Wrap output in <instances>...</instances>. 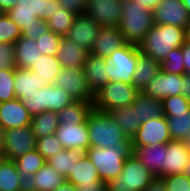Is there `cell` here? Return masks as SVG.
<instances>
[{
    "instance_id": "cell-1",
    "label": "cell",
    "mask_w": 190,
    "mask_h": 191,
    "mask_svg": "<svg viewBox=\"0 0 190 191\" xmlns=\"http://www.w3.org/2000/svg\"><path fill=\"white\" fill-rule=\"evenodd\" d=\"M187 42V30L174 25L154 24L138 45L142 54L162 62L167 54Z\"/></svg>"
},
{
    "instance_id": "cell-2",
    "label": "cell",
    "mask_w": 190,
    "mask_h": 191,
    "mask_svg": "<svg viewBox=\"0 0 190 191\" xmlns=\"http://www.w3.org/2000/svg\"><path fill=\"white\" fill-rule=\"evenodd\" d=\"M85 154L97 168L101 180L108 182L122 171L124 161L133 154L132 139L118 143L115 147H89Z\"/></svg>"
},
{
    "instance_id": "cell-3",
    "label": "cell",
    "mask_w": 190,
    "mask_h": 191,
    "mask_svg": "<svg viewBox=\"0 0 190 191\" xmlns=\"http://www.w3.org/2000/svg\"><path fill=\"white\" fill-rule=\"evenodd\" d=\"M122 16L118 26L126 43L139 45L153 27V11L134 0H121Z\"/></svg>"
},
{
    "instance_id": "cell-4",
    "label": "cell",
    "mask_w": 190,
    "mask_h": 191,
    "mask_svg": "<svg viewBox=\"0 0 190 191\" xmlns=\"http://www.w3.org/2000/svg\"><path fill=\"white\" fill-rule=\"evenodd\" d=\"M86 125L89 131L90 147L112 148L127 139L122 128L107 112L93 108L87 117Z\"/></svg>"
},
{
    "instance_id": "cell-5",
    "label": "cell",
    "mask_w": 190,
    "mask_h": 191,
    "mask_svg": "<svg viewBox=\"0 0 190 191\" xmlns=\"http://www.w3.org/2000/svg\"><path fill=\"white\" fill-rule=\"evenodd\" d=\"M155 176L135 157L129 156L120 175L107 182V191H144Z\"/></svg>"
},
{
    "instance_id": "cell-6",
    "label": "cell",
    "mask_w": 190,
    "mask_h": 191,
    "mask_svg": "<svg viewBox=\"0 0 190 191\" xmlns=\"http://www.w3.org/2000/svg\"><path fill=\"white\" fill-rule=\"evenodd\" d=\"M57 0H17V4L7 12V15L24 31L28 26L36 24L39 19L48 20L58 11Z\"/></svg>"
},
{
    "instance_id": "cell-7",
    "label": "cell",
    "mask_w": 190,
    "mask_h": 191,
    "mask_svg": "<svg viewBox=\"0 0 190 191\" xmlns=\"http://www.w3.org/2000/svg\"><path fill=\"white\" fill-rule=\"evenodd\" d=\"M139 91L130 84L123 82H108L95 94L94 109L101 112L131 105Z\"/></svg>"
},
{
    "instance_id": "cell-8",
    "label": "cell",
    "mask_w": 190,
    "mask_h": 191,
    "mask_svg": "<svg viewBox=\"0 0 190 191\" xmlns=\"http://www.w3.org/2000/svg\"><path fill=\"white\" fill-rule=\"evenodd\" d=\"M110 63L108 82H123L132 85L138 62V46L126 43L106 58Z\"/></svg>"
},
{
    "instance_id": "cell-9",
    "label": "cell",
    "mask_w": 190,
    "mask_h": 191,
    "mask_svg": "<svg viewBox=\"0 0 190 191\" xmlns=\"http://www.w3.org/2000/svg\"><path fill=\"white\" fill-rule=\"evenodd\" d=\"M53 84L66 91L74 101L94 103L95 95L91 92L83 68H61Z\"/></svg>"
},
{
    "instance_id": "cell-10",
    "label": "cell",
    "mask_w": 190,
    "mask_h": 191,
    "mask_svg": "<svg viewBox=\"0 0 190 191\" xmlns=\"http://www.w3.org/2000/svg\"><path fill=\"white\" fill-rule=\"evenodd\" d=\"M36 140L31 125L5 130L3 158L14 161L25 155L36 149Z\"/></svg>"
},
{
    "instance_id": "cell-11",
    "label": "cell",
    "mask_w": 190,
    "mask_h": 191,
    "mask_svg": "<svg viewBox=\"0 0 190 191\" xmlns=\"http://www.w3.org/2000/svg\"><path fill=\"white\" fill-rule=\"evenodd\" d=\"M171 140L167 118L163 115L141 123L139 130L132 138L133 147L142 145L166 144Z\"/></svg>"
},
{
    "instance_id": "cell-12",
    "label": "cell",
    "mask_w": 190,
    "mask_h": 191,
    "mask_svg": "<svg viewBox=\"0 0 190 191\" xmlns=\"http://www.w3.org/2000/svg\"><path fill=\"white\" fill-rule=\"evenodd\" d=\"M153 22L160 25H174L187 30L190 25V13L182 0H161L153 10Z\"/></svg>"
},
{
    "instance_id": "cell-13",
    "label": "cell",
    "mask_w": 190,
    "mask_h": 191,
    "mask_svg": "<svg viewBox=\"0 0 190 191\" xmlns=\"http://www.w3.org/2000/svg\"><path fill=\"white\" fill-rule=\"evenodd\" d=\"M122 10L121 0H89L84 15L101 26L118 27Z\"/></svg>"
},
{
    "instance_id": "cell-14",
    "label": "cell",
    "mask_w": 190,
    "mask_h": 191,
    "mask_svg": "<svg viewBox=\"0 0 190 191\" xmlns=\"http://www.w3.org/2000/svg\"><path fill=\"white\" fill-rule=\"evenodd\" d=\"M183 75L161 70L142 92L156 99L163 100L168 96L183 95Z\"/></svg>"
},
{
    "instance_id": "cell-15",
    "label": "cell",
    "mask_w": 190,
    "mask_h": 191,
    "mask_svg": "<svg viewBox=\"0 0 190 191\" xmlns=\"http://www.w3.org/2000/svg\"><path fill=\"white\" fill-rule=\"evenodd\" d=\"M64 149L78 150L83 153L90 147L89 131L86 123L59 124L55 132Z\"/></svg>"
},
{
    "instance_id": "cell-16",
    "label": "cell",
    "mask_w": 190,
    "mask_h": 191,
    "mask_svg": "<svg viewBox=\"0 0 190 191\" xmlns=\"http://www.w3.org/2000/svg\"><path fill=\"white\" fill-rule=\"evenodd\" d=\"M190 158V149L182 140H170L166 143L164 164L158 178L181 174Z\"/></svg>"
},
{
    "instance_id": "cell-17",
    "label": "cell",
    "mask_w": 190,
    "mask_h": 191,
    "mask_svg": "<svg viewBox=\"0 0 190 191\" xmlns=\"http://www.w3.org/2000/svg\"><path fill=\"white\" fill-rule=\"evenodd\" d=\"M101 27L100 24L85 15H79L64 37L72 40L90 53Z\"/></svg>"
},
{
    "instance_id": "cell-18",
    "label": "cell",
    "mask_w": 190,
    "mask_h": 191,
    "mask_svg": "<svg viewBox=\"0 0 190 191\" xmlns=\"http://www.w3.org/2000/svg\"><path fill=\"white\" fill-rule=\"evenodd\" d=\"M84 75L91 92L95 95L107 83L110 75V63L106 58L94 56L88 53L86 62L83 66Z\"/></svg>"
},
{
    "instance_id": "cell-19",
    "label": "cell",
    "mask_w": 190,
    "mask_h": 191,
    "mask_svg": "<svg viewBox=\"0 0 190 191\" xmlns=\"http://www.w3.org/2000/svg\"><path fill=\"white\" fill-rule=\"evenodd\" d=\"M31 116L18 99L0 103V126L5 130L31 125Z\"/></svg>"
},
{
    "instance_id": "cell-20",
    "label": "cell",
    "mask_w": 190,
    "mask_h": 191,
    "mask_svg": "<svg viewBox=\"0 0 190 191\" xmlns=\"http://www.w3.org/2000/svg\"><path fill=\"white\" fill-rule=\"evenodd\" d=\"M125 44L126 41L118 27L102 26L90 54L107 58Z\"/></svg>"
},
{
    "instance_id": "cell-21",
    "label": "cell",
    "mask_w": 190,
    "mask_h": 191,
    "mask_svg": "<svg viewBox=\"0 0 190 191\" xmlns=\"http://www.w3.org/2000/svg\"><path fill=\"white\" fill-rule=\"evenodd\" d=\"M48 85L49 83L44 78L41 79L29 69L15 68L14 92L21 102L29 101L28 96Z\"/></svg>"
},
{
    "instance_id": "cell-22",
    "label": "cell",
    "mask_w": 190,
    "mask_h": 191,
    "mask_svg": "<svg viewBox=\"0 0 190 191\" xmlns=\"http://www.w3.org/2000/svg\"><path fill=\"white\" fill-rule=\"evenodd\" d=\"M66 178L45 163L27 182V191H54Z\"/></svg>"
},
{
    "instance_id": "cell-23",
    "label": "cell",
    "mask_w": 190,
    "mask_h": 191,
    "mask_svg": "<svg viewBox=\"0 0 190 191\" xmlns=\"http://www.w3.org/2000/svg\"><path fill=\"white\" fill-rule=\"evenodd\" d=\"M166 144L133 147V154L155 176H160L164 164Z\"/></svg>"
},
{
    "instance_id": "cell-24",
    "label": "cell",
    "mask_w": 190,
    "mask_h": 191,
    "mask_svg": "<svg viewBox=\"0 0 190 191\" xmlns=\"http://www.w3.org/2000/svg\"><path fill=\"white\" fill-rule=\"evenodd\" d=\"M88 53L72 40L62 37L56 57L63 68H83Z\"/></svg>"
},
{
    "instance_id": "cell-25",
    "label": "cell",
    "mask_w": 190,
    "mask_h": 191,
    "mask_svg": "<svg viewBox=\"0 0 190 191\" xmlns=\"http://www.w3.org/2000/svg\"><path fill=\"white\" fill-rule=\"evenodd\" d=\"M161 71V64L153 58L144 55L138 47V62L134 71L133 86L138 91H143L150 80Z\"/></svg>"
},
{
    "instance_id": "cell-26",
    "label": "cell",
    "mask_w": 190,
    "mask_h": 191,
    "mask_svg": "<svg viewBox=\"0 0 190 191\" xmlns=\"http://www.w3.org/2000/svg\"><path fill=\"white\" fill-rule=\"evenodd\" d=\"M130 106L136 111L141 123L164 115L162 100L149 96L142 91H139Z\"/></svg>"
},
{
    "instance_id": "cell-27",
    "label": "cell",
    "mask_w": 190,
    "mask_h": 191,
    "mask_svg": "<svg viewBox=\"0 0 190 191\" xmlns=\"http://www.w3.org/2000/svg\"><path fill=\"white\" fill-rule=\"evenodd\" d=\"M16 68L30 69L42 56L36 41L21 36L14 43Z\"/></svg>"
},
{
    "instance_id": "cell-28",
    "label": "cell",
    "mask_w": 190,
    "mask_h": 191,
    "mask_svg": "<svg viewBox=\"0 0 190 191\" xmlns=\"http://www.w3.org/2000/svg\"><path fill=\"white\" fill-rule=\"evenodd\" d=\"M26 182L17 171L13 160L0 158V191H24Z\"/></svg>"
},
{
    "instance_id": "cell-29",
    "label": "cell",
    "mask_w": 190,
    "mask_h": 191,
    "mask_svg": "<svg viewBox=\"0 0 190 191\" xmlns=\"http://www.w3.org/2000/svg\"><path fill=\"white\" fill-rule=\"evenodd\" d=\"M66 181L72 184H87V183H99L101 178L98 175L97 168L88 158V156L83 153L78 162L74 164L71 175L66 179Z\"/></svg>"
},
{
    "instance_id": "cell-30",
    "label": "cell",
    "mask_w": 190,
    "mask_h": 191,
    "mask_svg": "<svg viewBox=\"0 0 190 191\" xmlns=\"http://www.w3.org/2000/svg\"><path fill=\"white\" fill-rule=\"evenodd\" d=\"M108 114L122 128V132L129 139H132L140 128L141 122L136 111L130 105L114 108Z\"/></svg>"
},
{
    "instance_id": "cell-31",
    "label": "cell",
    "mask_w": 190,
    "mask_h": 191,
    "mask_svg": "<svg viewBox=\"0 0 190 191\" xmlns=\"http://www.w3.org/2000/svg\"><path fill=\"white\" fill-rule=\"evenodd\" d=\"M43 112H59L64 107L70 105L74 100L62 88L49 84L42 88Z\"/></svg>"
},
{
    "instance_id": "cell-32",
    "label": "cell",
    "mask_w": 190,
    "mask_h": 191,
    "mask_svg": "<svg viewBox=\"0 0 190 191\" xmlns=\"http://www.w3.org/2000/svg\"><path fill=\"white\" fill-rule=\"evenodd\" d=\"M94 108L93 103L88 101H74L57 112L59 124L67 123H86L89 113Z\"/></svg>"
},
{
    "instance_id": "cell-33",
    "label": "cell",
    "mask_w": 190,
    "mask_h": 191,
    "mask_svg": "<svg viewBox=\"0 0 190 191\" xmlns=\"http://www.w3.org/2000/svg\"><path fill=\"white\" fill-rule=\"evenodd\" d=\"M83 152L72 149H63L46 160L51 167L66 179L71 175L74 164L78 162Z\"/></svg>"
},
{
    "instance_id": "cell-34",
    "label": "cell",
    "mask_w": 190,
    "mask_h": 191,
    "mask_svg": "<svg viewBox=\"0 0 190 191\" xmlns=\"http://www.w3.org/2000/svg\"><path fill=\"white\" fill-rule=\"evenodd\" d=\"M14 161L16 163L17 171L25 182H27L46 163V160L37 149L29 151Z\"/></svg>"
},
{
    "instance_id": "cell-35",
    "label": "cell",
    "mask_w": 190,
    "mask_h": 191,
    "mask_svg": "<svg viewBox=\"0 0 190 191\" xmlns=\"http://www.w3.org/2000/svg\"><path fill=\"white\" fill-rule=\"evenodd\" d=\"M59 125L56 112L44 111L31 118V128L37 138L53 135Z\"/></svg>"
},
{
    "instance_id": "cell-36",
    "label": "cell",
    "mask_w": 190,
    "mask_h": 191,
    "mask_svg": "<svg viewBox=\"0 0 190 191\" xmlns=\"http://www.w3.org/2000/svg\"><path fill=\"white\" fill-rule=\"evenodd\" d=\"M61 64L56 56L42 55L29 69L49 84H53L61 70Z\"/></svg>"
},
{
    "instance_id": "cell-37",
    "label": "cell",
    "mask_w": 190,
    "mask_h": 191,
    "mask_svg": "<svg viewBox=\"0 0 190 191\" xmlns=\"http://www.w3.org/2000/svg\"><path fill=\"white\" fill-rule=\"evenodd\" d=\"M171 140H183L190 132V109L180 113H164Z\"/></svg>"
},
{
    "instance_id": "cell-38",
    "label": "cell",
    "mask_w": 190,
    "mask_h": 191,
    "mask_svg": "<svg viewBox=\"0 0 190 191\" xmlns=\"http://www.w3.org/2000/svg\"><path fill=\"white\" fill-rule=\"evenodd\" d=\"M76 17V14L59 7L58 11L47 20L49 30L64 37Z\"/></svg>"
},
{
    "instance_id": "cell-39",
    "label": "cell",
    "mask_w": 190,
    "mask_h": 191,
    "mask_svg": "<svg viewBox=\"0 0 190 191\" xmlns=\"http://www.w3.org/2000/svg\"><path fill=\"white\" fill-rule=\"evenodd\" d=\"M21 31L19 26L7 15L0 14V43L14 44L20 37Z\"/></svg>"
},
{
    "instance_id": "cell-40",
    "label": "cell",
    "mask_w": 190,
    "mask_h": 191,
    "mask_svg": "<svg viewBox=\"0 0 190 191\" xmlns=\"http://www.w3.org/2000/svg\"><path fill=\"white\" fill-rule=\"evenodd\" d=\"M160 64L161 70L165 72L177 75L185 74L182 47L170 51Z\"/></svg>"
},
{
    "instance_id": "cell-41",
    "label": "cell",
    "mask_w": 190,
    "mask_h": 191,
    "mask_svg": "<svg viewBox=\"0 0 190 191\" xmlns=\"http://www.w3.org/2000/svg\"><path fill=\"white\" fill-rule=\"evenodd\" d=\"M14 79L15 69H0V103L16 99Z\"/></svg>"
},
{
    "instance_id": "cell-42",
    "label": "cell",
    "mask_w": 190,
    "mask_h": 191,
    "mask_svg": "<svg viewBox=\"0 0 190 191\" xmlns=\"http://www.w3.org/2000/svg\"><path fill=\"white\" fill-rule=\"evenodd\" d=\"M36 149L45 160L56 155L64 149L62 143L58 140L55 134L37 138Z\"/></svg>"
},
{
    "instance_id": "cell-43",
    "label": "cell",
    "mask_w": 190,
    "mask_h": 191,
    "mask_svg": "<svg viewBox=\"0 0 190 191\" xmlns=\"http://www.w3.org/2000/svg\"><path fill=\"white\" fill-rule=\"evenodd\" d=\"M61 39L62 37L60 35L49 31L40 36V38L36 40V43L42 55L56 56Z\"/></svg>"
},
{
    "instance_id": "cell-44",
    "label": "cell",
    "mask_w": 190,
    "mask_h": 191,
    "mask_svg": "<svg viewBox=\"0 0 190 191\" xmlns=\"http://www.w3.org/2000/svg\"><path fill=\"white\" fill-rule=\"evenodd\" d=\"M164 113H180L190 109V101L183 95L168 96L162 100Z\"/></svg>"
},
{
    "instance_id": "cell-45",
    "label": "cell",
    "mask_w": 190,
    "mask_h": 191,
    "mask_svg": "<svg viewBox=\"0 0 190 191\" xmlns=\"http://www.w3.org/2000/svg\"><path fill=\"white\" fill-rule=\"evenodd\" d=\"M167 191H190V179L184 174H175L164 177Z\"/></svg>"
},
{
    "instance_id": "cell-46",
    "label": "cell",
    "mask_w": 190,
    "mask_h": 191,
    "mask_svg": "<svg viewBox=\"0 0 190 191\" xmlns=\"http://www.w3.org/2000/svg\"><path fill=\"white\" fill-rule=\"evenodd\" d=\"M15 50L12 43H0V69H15Z\"/></svg>"
},
{
    "instance_id": "cell-47",
    "label": "cell",
    "mask_w": 190,
    "mask_h": 191,
    "mask_svg": "<svg viewBox=\"0 0 190 191\" xmlns=\"http://www.w3.org/2000/svg\"><path fill=\"white\" fill-rule=\"evenodd\" d=\"M49 27L47 20L39 19V21L36 24H32L31 26H28L27 29L22 31L21 36L27 37L29 39H33L34 41L38 40L40 36L43 34L49 32Z\"/></svg>"
},
{
    "instance_id": "cell-48",
    "label": "cell",
    "mask_w": 190,
    "mask_h": 191,
    "mask_svg": "<svg viewBox=\"0 0 190 191\" xmlns=\"http://www.w3.org/2000/svg\"><path fill=\"white\" fill-rule=\"evenodd\" d=\"M29 101L22 102L23 106L28 110L31 117L39 115L43 112L42 88L33 95L28 96Z\"/></svg>"
},
{
    "instance_id": "cell-49",
    "label": "cell",
    "mask_w": 190,
    "mask_h": 191,
    "mask_svg": "<svg viewBox=\"0 0 190 191\" xmlns=\"http://www.w3.org/2000/svg\"><path fill=\"white\" fill-rule=\"evenodd\" d=\"M58 4L77 16L84 15L88 6L89 0H57Z\"/></svg>"
},
{
    "instance_id": "cell-50",
    "label": "cell",
    "mask_w": 190,
    "mask_h": 191,
    "mask_svg": "<svg viewBox=\"0 0 190 191\" xmlns=\"http://www.w3.org/2000/svg\"><path fill=\"white\" fill-rule=\"evenodd\" d=\"M76 191H107V182L75 184Z\"/></svg>"
},
{
    "instance_id": "cell-51",
    "label": "cell",
    "mask_w": 190,
    "mask_h": 191,
    "mask_svg": "<svg viewBox=\"0 0 190 191\" xmlns=\"http://www.w3.org/2000/svg\"><path fill=\"white\" fill-rule=\"evenodd\" d=\"M144 191H167L163 178L155 179L144 189Z\"/></svg>"
},
{
    "instance_id": "cell-52",
    "label": "cell",
    "mask_w": 190,
    "mask_h": 191,
    "mask_svg": "<svg viewBox=\"0 0 190 191\" xmlns=\"http://www.w3.org/2000/svg\"><path fill=\"white\" fill-rule=\"evenodd\" d=\"M183 61H184V71L186 74H190V43L187 41L182 46Z\"/></svg>"
},
{
    "instance_id": "cell-53",
    "label": "cell",
    "mask_w": 190,
    "mask_h": 191,
    "mask_svg": "<svg viewBox=\"0 0 190 191\" xmlns=\"http://www.w3.org/2000/svg\"><path fill=\"white\" fill-rule=\"evenodd\" d=\"M183 96L190 101V74H183Z\"/></svg>"
},
{
    "instance_id": "cell-54",
    "label": "cell",
    "mask_w": 190,
    "mask_h": 191,
    "mask_svg": "<svg viewBox=\"0 0 190 191\" xmlns=\"http://www.w3.org/2000/svg\"><path fill=\"white\" fill-rule=\"evenodd\" d=\"M17 4V0H0V12L7 13Z\"/></svg>"
},
{
    "instance_id": "cell-55",
    "label": "cell",
    "mask_w": 190,
    "mask_h": 191,
    "mask_svg": "<svg viewBox=\"0 0 190 191\" xmlns=\"http://www.w3.org/2000/svg\"><path fill=\"white\" fill-rule=\"evenodd\" d=\"M135 2H139L142 6L149 8L153 11L159 4L161 0H134Z\"/></svg>"
},
{
    "instance_id": "cell-56",
    "label": "cell",
    "mask_w": 190,
    "mask_h": 191,
    "mask_svg": "<svg viewBox=\"0 0 190 191\" xmlns=\"http://www.w3.org/2000/svg\"><path fill=\"white\" fill-rule=\"evenodd\" d=\"M54 191H76V186L68 181L57 187Z\"/></svg>"
},
{
    "instance_id": "cell-57",
    "label": "cell",
    "mask_w": 190,
    "mask_h": 191,
    "mask_svg": "<svg viewBox=\"0 0 190 191\" xmlns=\"http://www.w3.org/2000/svg\"><path fill=\"white\" fill-rule=\"evenodd\" d=\"M4 143H5V129L0 126V158H3Z\"/></svg>"
},
{
    "instance_id": "cell-58",
    "label": "cell",
    "mask_w": 190,
    "mask_h": 191,
    "mask_svg": "<svg viewBox=\"0 0 190 191\" xmlns=\"http://www.w3.org/2000/svg\"><path fill=\"white\" fill-rule=\"evenodd\" d=\"M182 174L186 175L190 179V158L187 162L185 169L183 170Z\"/></svg>"
},
{
    "instance_id": "cell-59",
    "label": "cell",
    "mask_w": 190,
    "mask_h": 191,
    "mask_svg": "<svg viewBox=\"0 0 190 191\" xmlns=\"http://www.w3.org/2000/svg\"><path fill=\"white\" fill-rule=\"evenodd\" d=\"M182 141L190 149V132H189V134H186L185 138Z\"/></svg>"
},
{
    "instance_id": "cell-60",
    "label": "cell",
    "mask_w": 190,
    "mask_h": 191,
    "mask_svg": "<svg viewBox=\"0 0 190 191\" xmlns=\"http://www.w3.org/2000/svg\"><path fill=\"white\" fill-rule=\"evenodd\" d=\"M185 8L187 9V11L190 13V0H182Z\"/></svg>"
},
{
    "instance_id": "cell-61",
    "label": "cell",
    "mask_w": 190,
    "mask_h": 191,
    "mask_svg": "<svg viewBox=\"0 0 190 191\" xmlns=\"http://www.w3.org/2000/svg\"><path fill=\"white\" fill-rule=\"evenodd\" d=\"M187 41L190 43V25L187 29Z\"/></svg>"
}]
</instances>
